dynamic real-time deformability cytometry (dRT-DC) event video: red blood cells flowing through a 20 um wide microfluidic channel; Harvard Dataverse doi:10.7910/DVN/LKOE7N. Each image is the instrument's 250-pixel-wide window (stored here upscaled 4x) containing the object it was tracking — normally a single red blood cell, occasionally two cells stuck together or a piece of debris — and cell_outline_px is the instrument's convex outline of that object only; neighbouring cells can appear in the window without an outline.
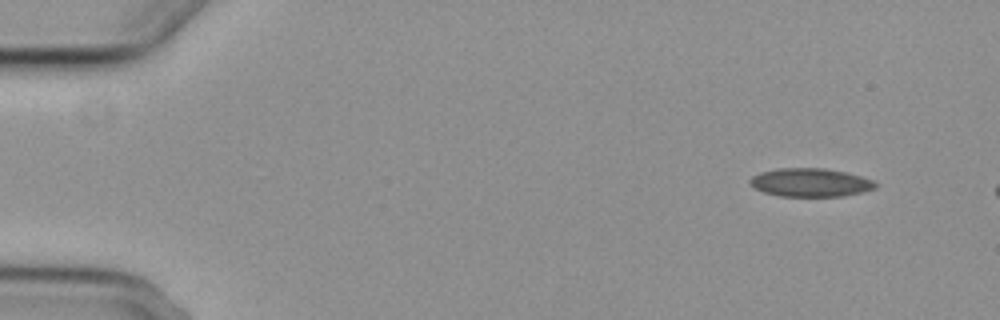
{"species": "common noctule bat (a hibernating species)", "species_latin": "Nyctalus noctula", "temperature_condition": "cold", "stored_images_in_passage": 3, "camera_frame_rate_fps": 3000, "um_per_image_px": 0.085, "animal": {"sex": "female", "body_mass_g": 29.2, "forearm_length_mm": 56.3}, "frame": {"image": 1, "passage_image": 1, "time_ms": 0.0, "image_size_px": [1000, 320], "cell_outline_px": [[876, 188], [864, 192], [844, 196], [780, 196], [764, 192], [748, 184], [748, 180], [752, 176], [760, 172], [780, 168], [824, 168], [844, 172], [860, 176], [872, 180], [876, 184]], "centroid_in_image_um": [68.86, 15.51], "position_along_channel_um": 16.1, "area_um2": 20.75}}